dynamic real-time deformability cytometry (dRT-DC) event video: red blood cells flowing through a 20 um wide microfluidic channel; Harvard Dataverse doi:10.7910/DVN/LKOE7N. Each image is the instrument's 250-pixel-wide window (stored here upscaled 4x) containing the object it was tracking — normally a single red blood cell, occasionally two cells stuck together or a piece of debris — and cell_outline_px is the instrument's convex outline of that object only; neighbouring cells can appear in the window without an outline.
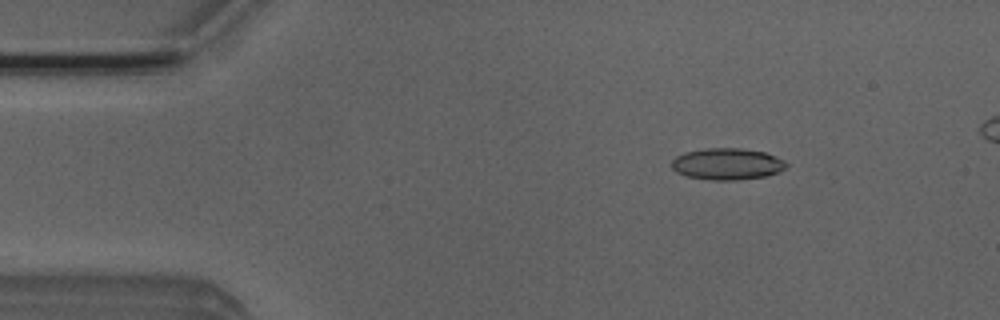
{"species": "Egyptian fruit bat (a non-hibernating species)", "species_latin": "Rousettus aegyptiacus", "temperature_condition": "room temperature", "stored_images_in_passage": 3, "camera_frame_rate_fps": 3000, "um_per_image_px": 0.085, "animal": {"sex": "male"}, "frame": {"image": 1, "passage_image": 2, "time_ms": 0.333, "image_size_px": [1000, 320], "cell_outline_px": [[788, 164], [780, 172], [768, 176], [736, 180], [712, 180], [684, 176], [676, 172], [672, 168], [672, 160], [676, 156], [684, 152], [704, 148], [740, 148], [764, 152], [776, 156], [784, 160]], "centroid_in_image_um": [61.8, 13.94], "position_along_channel_um": 23.2, "area_um2": 21.33}}